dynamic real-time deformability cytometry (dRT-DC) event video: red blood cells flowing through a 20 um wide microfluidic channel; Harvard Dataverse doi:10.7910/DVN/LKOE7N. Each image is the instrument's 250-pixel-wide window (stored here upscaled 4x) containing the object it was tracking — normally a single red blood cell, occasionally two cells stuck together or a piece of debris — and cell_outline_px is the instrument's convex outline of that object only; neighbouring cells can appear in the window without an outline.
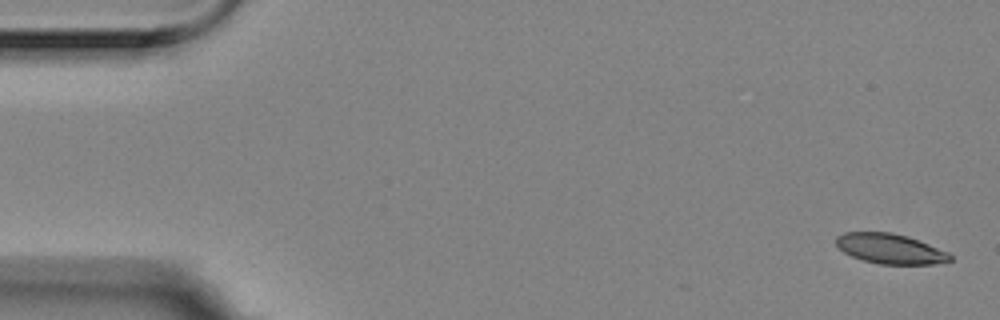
{"species": "Egyptian fruit bat (a non-hibernating species)", "species_latin": "Rousettus aegyptiacus", "temperature_condition": "room temperature", "stored_images_in_passage": 15, "camera_frame_rate_fps": 3000, "um_per_image_px": 0.085, "animal": {"sex": "female"}, "frame": {"image": 1, "passage_image": 1, "time_ms": 0.0, "image_size_px": [1000, 320], "cell_outline_px": [[952, 260], [936, 264], [880, 264], [864, 260], [852, 256], [844, 252], [836, 244], [836, 236], [844, 232], [892, 232], [908, 236], [948, 252], [952, 256]], "centroid_in_image_um": [75.67, 21.13], "position_along_channel_um": 9.3, "area_um2": 19.88}}
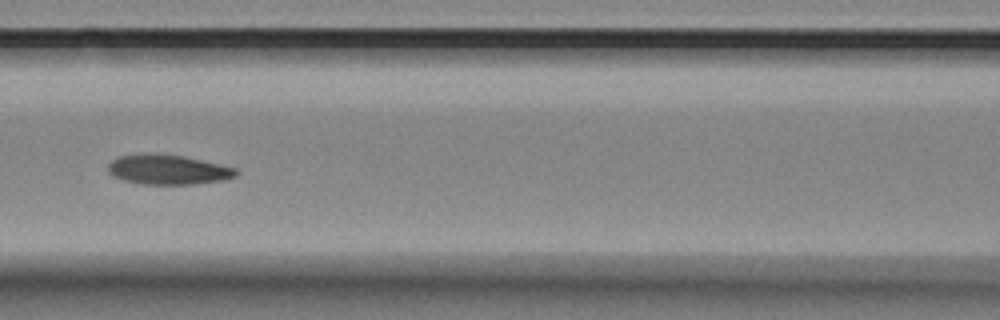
{"frame": {"image": 2, "passage_image": 7, "time_ms": 2.0, "image_size_px": [1000, 320], "cell_outline_px": [[236, 176], [224, 180], [192, 184], [144, 184], [124, 180], [112, 176], [108, 172], [108, 164], [112, 160], [120, 156], [148, 152], [180, 156], [220, 164], [236, 168]], "centroid_in_image_um": [14.24, 14.41], "position_along_channel_um": 152.4, "area_um2": 22.08}}
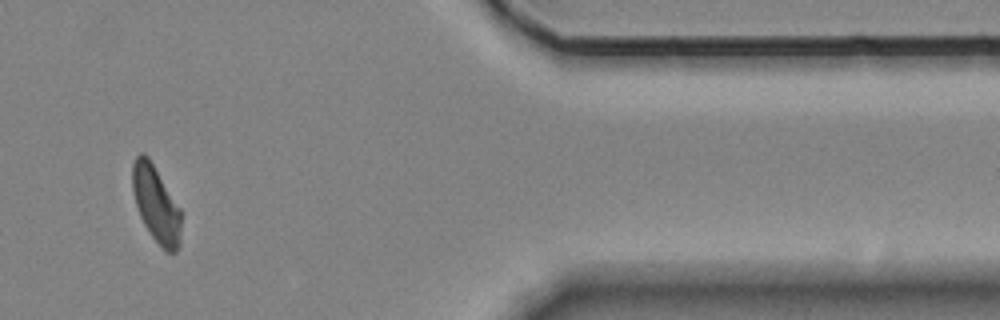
{"frame": {"image": 3, "passage_image": 13, "time_ms": 4.0, "image_size_px": [1000, 320], "cell_outline_px": [[180, 244], [176, 252], [168, 252], [152, 236], [144, 224], [140, 216], [132, 192], [132, 164], [136, 156], [140, 152], [144, 152], [148, 156], [180, 208]], "centroid_in_image_um": [13.24, 17.31], "position_along_channel_um": 398.2, "area_um2": 21.39}}